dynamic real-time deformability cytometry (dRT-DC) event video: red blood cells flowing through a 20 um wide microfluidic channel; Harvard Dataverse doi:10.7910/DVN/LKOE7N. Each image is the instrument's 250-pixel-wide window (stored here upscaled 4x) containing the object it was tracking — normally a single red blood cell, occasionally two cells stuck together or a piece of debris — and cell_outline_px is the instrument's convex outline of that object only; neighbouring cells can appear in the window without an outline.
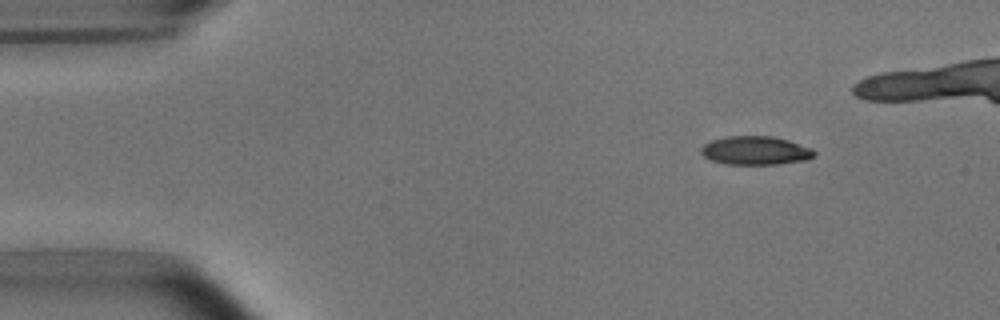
{"species": "common noctule bat (a hibernating species)", "species_latin": "Nyctalus noctula", "temperature_condition": "room temperature", "stored_images_in_passage": 11, "camera_frame_rate_fps": 3000, "um_per_image_px": 0.085, "animal": {"sex": "male", "body_mass_g": 15.6}, "frame": {"image": 1, "passage_image": 2, "time_ms": 1.0, "image_size_px": [1000, 320], "cell_outline_px": [[816, 152], [808, 160], [776, 164], [728, 164], [712, 160], [704, 156], [700, 152], [700, 148], [704, 144], [712, 140], [728, 136], [772, 136], [788, 140], [812, 148]], "centroid_in_image_um": [64.22, 12.79], "position_along_channel_um": 20.8, "area_um2": 18.79}}
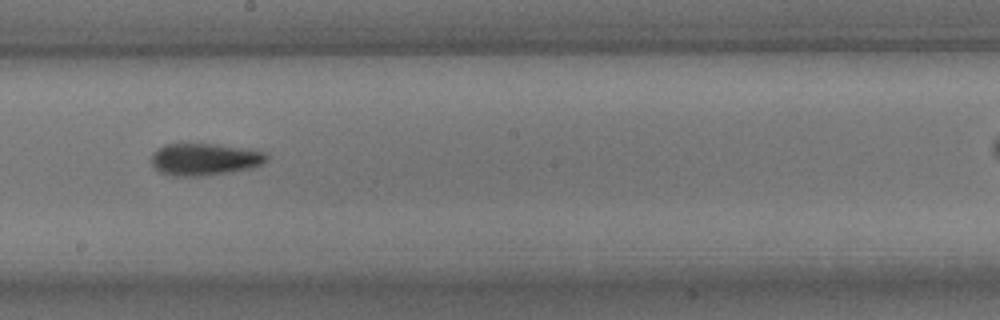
{"frame": {"image": 2, "passage_image": 8, "time_ms": 8.667, "image_size_px": [1000, 320], "cell_outline_px": [[268, 160], [264, 164], [252, 168], [232, 172], [200, 176], [168, 176], [160, 172], [152, 164], [152, 152], [164, 144], [216, 144], [264, 152], [268, 156]], "centroid_in_image_um": [17.39, 13.55], "position_along_channel_um": 230.8, "area_um2": 21.62}}
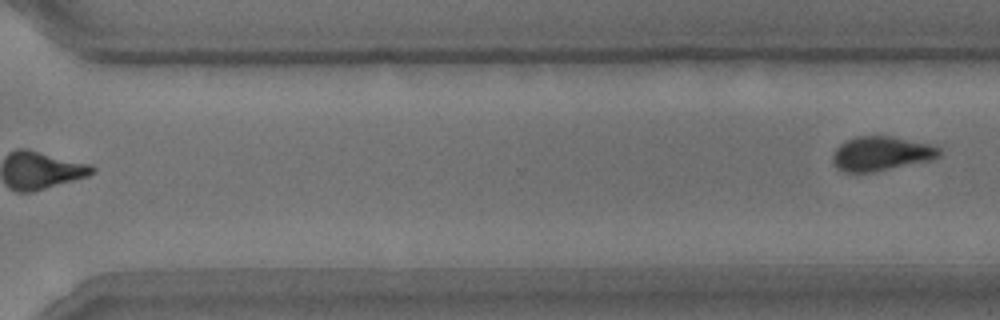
{"frame": {"image": 3, "passage_image": 11, "time_ms": 12.333, "image_size_px": [1000, 320], "cell_outline_px": [[940, 156], [928, 160], [872, 172], [844, 172], [836, 168], [832, 160], [832, 156], [836, 148], [844, 140], [856, 136], [888, 136], [932, 144], [940, 148]], "centroid_in_image_um": [74.85, 13.04], "position_along_channel_um": 295.7, "area_um2": 21.15}}